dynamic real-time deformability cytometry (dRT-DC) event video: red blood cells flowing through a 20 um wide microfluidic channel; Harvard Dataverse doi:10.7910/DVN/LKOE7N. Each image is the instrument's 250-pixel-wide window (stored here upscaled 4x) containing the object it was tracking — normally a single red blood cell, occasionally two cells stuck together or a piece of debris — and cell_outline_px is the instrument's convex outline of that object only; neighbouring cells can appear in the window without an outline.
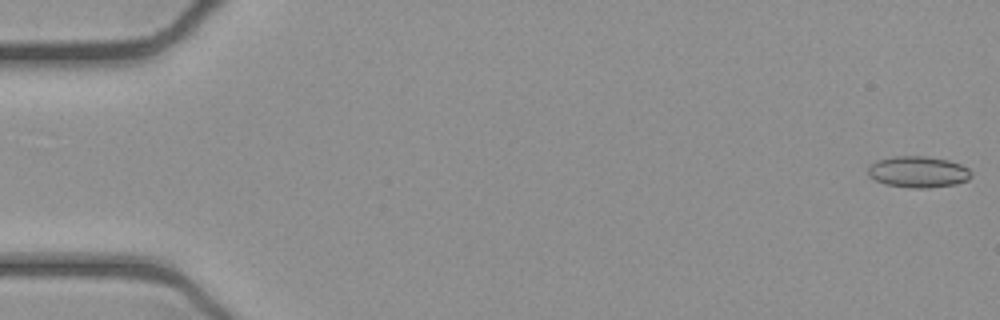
{"species": "common noctule bat (a hibernating species)", "species_latin": "Nyctalus noctula", "temperature_condition": "cold", "stored_images_in_passage": 53, "camera_frame_rate_fps": 3000, "um_per_image_px": 0.085, "animal": {"sex": "female", "body_mass_g": 21.9}, "frame": {"image": 1, "passage_image": 1, "time_ms": 0.0, "image_size_px": [1000, 320], "cell_outline_px": [[972, 176], [968, 180], [956, 184], [928, 188], [912, 188], [884, 184], [868, 176], [868, 164], [876, 160], [892, 156], [928, 156], [948, 160], [960, 164], [968, 168], [972, 172]], "centroid_in_image_um": [78.03, 14.6], "position_along_channel_um": 7.0, "area_um2": 19.13}}
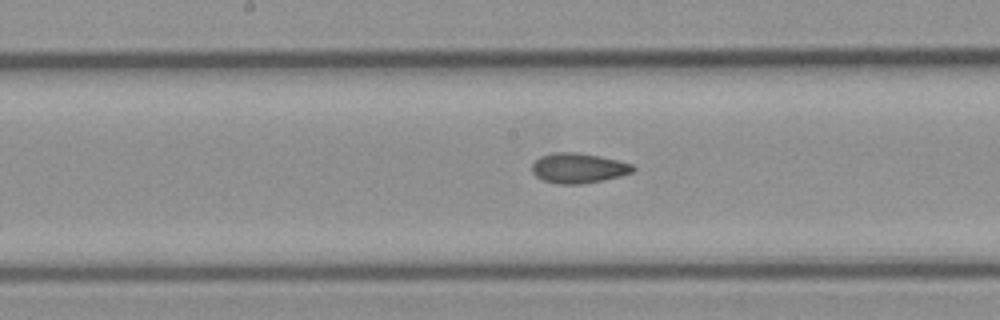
{"frame": {"image": 2, "passage_image": 27, "time_ms": 8.667, "image_size_px": [1000, 320], "cell_outline_px": [[636, 168], [632, 172], [620, 176], [604, 180], [580, 184], [556, 184], [544, 180], [536, 176], [532, 172], [532, 164], [540, 156], [552, 152], [576, 152], [600, 156], [632, 164]], "centroid_in_image_um": [49.15, 14.28], "position_along_channel_um": 199.1, "area_um2": 17.69}}
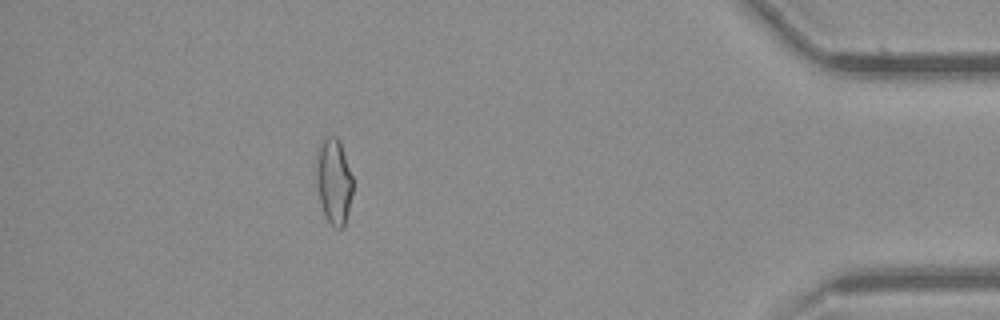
{"frame": {"image": 3, "passage_image": 47, "time_ms": 15.333, "image_size_px": [1000, 320], "cell_outline_px": [[352, 192], [348, 212], [344, 228], [336, 228], [328, 220], [324, 212], [320, 200], [316, 180], [316, 148], [324, 136], [336, 136], [340, 144], [352, 176]], "centroid_in_image_um": [28.35, 15.37], "position_along_channel_um": 406.9, "area_um2": 18.09}, "authors_computed_cell_mechanics": {"area_um2": 18.0914, "velocity_mm_per_s": 3.9122, "shape_relaxation_time_tau1_ms": null, "shape_relaxation_time_tau2_ms": 2.8243, "deformation_change_tau1": null, "deformation_change_tau2": 0.083}}